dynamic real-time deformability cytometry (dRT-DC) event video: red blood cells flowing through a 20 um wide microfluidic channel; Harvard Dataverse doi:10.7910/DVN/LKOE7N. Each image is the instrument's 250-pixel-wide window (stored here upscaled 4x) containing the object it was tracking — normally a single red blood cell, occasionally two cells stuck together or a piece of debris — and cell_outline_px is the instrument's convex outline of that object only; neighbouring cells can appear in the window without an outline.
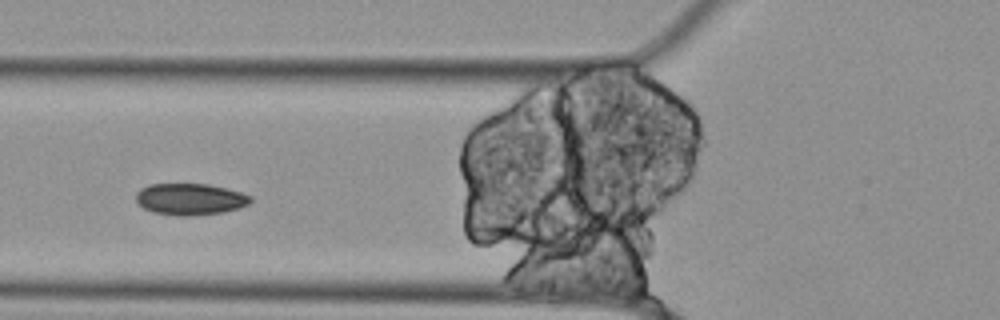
{"species": "Egyptian fruit bat (a non-hibernating species)", "species_latin": "Rousettus aegyptiacus", "temperature_condition": "cold", "stored_images_in_passage": 19, "segment_of_instrument_passage": [2, 2], "camera_frame_rate_fps": 3000, "um_per_image_px": 0.085, "animal": {"sex": "female"}, "frame": {"image": 1, "passage_image": 9, "time_ms": 2.667, "image_size_px": [1000, 320], "cell_outline_px": [[252, 200], [248, 204], [240, 208], [224, 212], [188, 216], [180, 216], [152, 212], [136, 204], [136, 192], [140, 188], [148, 184], [208, 184], [240, 192], [252, 196]], "centroid_in_image_um": [16.13, 16.93], "position_along_channel_um": 109.7, "area_um2": 21.21}}
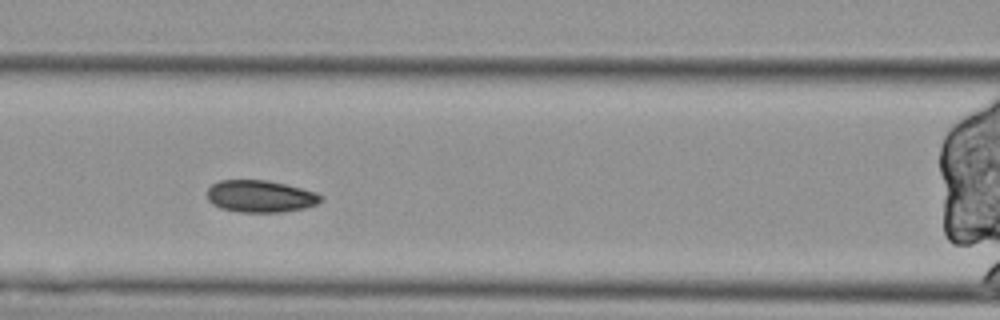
{"frame": {"image": 2, "passage_image": 12, "time_ms": 3.667, "image_size_px": [1000, 320], "cell_outline_px": [[324, 200], [316, 204], [304, 208], [284, 212], [240, 212], [220, 208], [212, 204], [208, 200], [208, 188], [212, 184], [220, 180], [264, 180], [284, 184], [316, 192], [324, 196]], "centroid_in_image_um": [22.14, 16.69], "position_along_channel_um": 144.5, "area_um2": 21.27}}
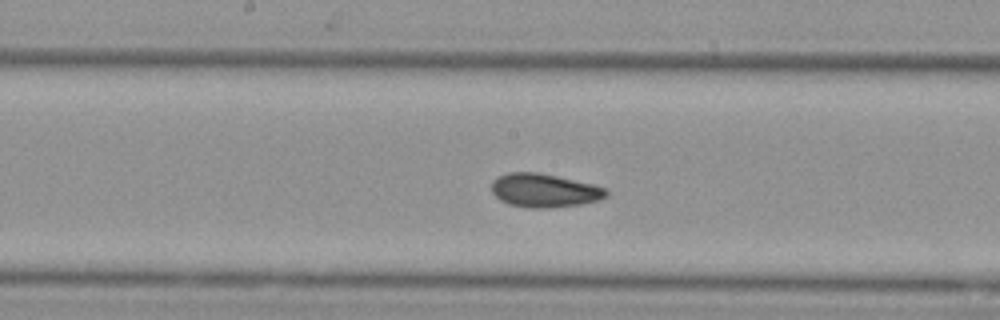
{"frame": {"image": 3, "passage_image": 17, "time_ms": 5.333, "image_size_px": [1000, 320], "cell_outline_px": [[608, 196], [600, 200], [580, 204], [552, 208], [528, 208], [508, 204], [500, 200], [492, 192], [492, 180], [496, 176], [508, 172], [540, 172], [592, 184], [604, 188], [608, 192]], "centroid_in_image_um": [46.24, 16.19], "position_along_channel_um": 202.0, "area_um2": 22.66}}